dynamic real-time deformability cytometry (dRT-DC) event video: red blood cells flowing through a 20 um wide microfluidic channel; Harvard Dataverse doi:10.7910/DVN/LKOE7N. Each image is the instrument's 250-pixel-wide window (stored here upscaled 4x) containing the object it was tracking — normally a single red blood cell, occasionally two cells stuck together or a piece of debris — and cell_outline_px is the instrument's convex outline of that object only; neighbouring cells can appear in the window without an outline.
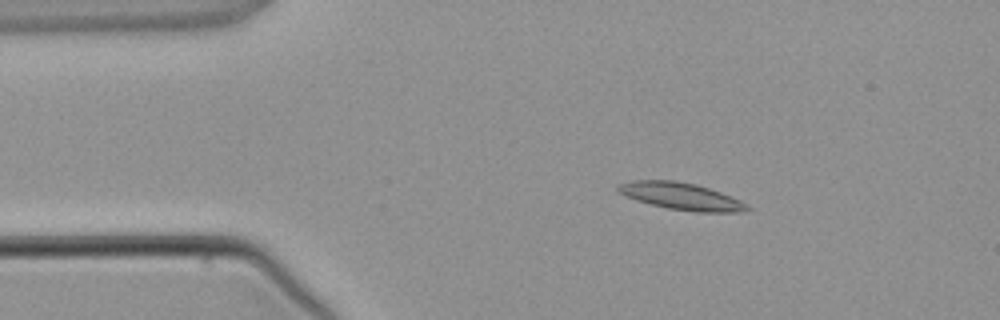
{"species": "common noctule bat (a hibernating species)", "species_latin": "Nyctalus noctula", "temperature_condition": "warm", "stored_images_in_passage": 3, "camera_frame_rate_fps": 3000, "um_per_image_px": 0.085, "animal": {"sex": "male", "body_mass_g": 21.5, "forearm_length_mm": 52.0}, "frame": {"image": 1, "passage_image": 2, "time_ms": 1.333, "image_size_px": [1000, 320], "cell_outline_px": [[752, 208], [744, 212], [696, 212], [668, 208], [636, 200], [616, 192], [616, 184], [632, 180], [676, 180], [696, 184], [720, 192], [740, 200]], "centroid_in_image_um": [57.87, 16.67], "position_along_channel_um": 27.1, "area_um2": 20.46}}